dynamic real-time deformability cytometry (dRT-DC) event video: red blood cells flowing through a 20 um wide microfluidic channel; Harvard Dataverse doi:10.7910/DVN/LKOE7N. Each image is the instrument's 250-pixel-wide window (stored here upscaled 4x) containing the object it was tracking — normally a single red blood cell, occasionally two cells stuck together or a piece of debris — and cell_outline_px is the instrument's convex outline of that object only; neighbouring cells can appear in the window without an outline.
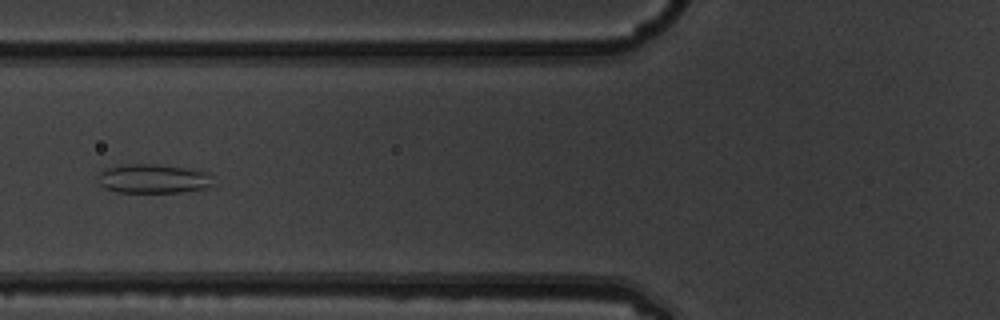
{"species": "common noctule bat (a hibernating species)", "species_latin": "Nyctalus noctula", "temperature_condition": "warm", "stored_images_in_passage": 7, "camera_frame_rate_fps": 3000, "um_per_image_px": 0.085, "animal": {"sex": "male", "body_mass_g": 19.5, "forearm_length_mm": 54.6}, "frame": {"image": 1, "passage_image": 7, "time_ms": 2.0, "image_size_px": [1000, 320], "cell_outline_px": [[212, 188], [180, 192], [116, 192], [104, 188], [100, 184], [96, 176], [100, 172], [108, 168], [128, 164], [156, 164], [184, 168], [208, 172]], "centroid_in_image_um": [13.0, 15.2], "position_along_channel_um": 112.8, "area_um2": 19.48}}